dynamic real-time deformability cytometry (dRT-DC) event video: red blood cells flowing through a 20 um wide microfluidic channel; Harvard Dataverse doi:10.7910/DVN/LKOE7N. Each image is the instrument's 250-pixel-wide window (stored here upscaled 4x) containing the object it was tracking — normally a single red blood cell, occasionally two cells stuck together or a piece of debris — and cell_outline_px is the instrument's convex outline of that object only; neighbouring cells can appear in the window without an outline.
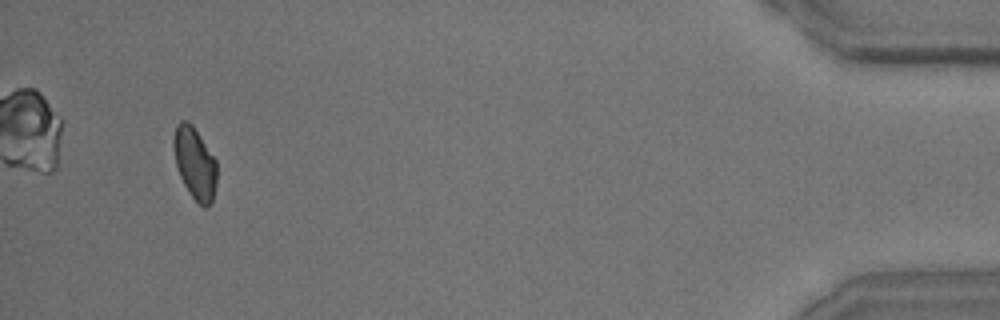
{"species": "common noctule bat (a hibernating species)", "species_latin": "Nyctalus noctula", "temperature_condition": "room temperature", "stored_images_in_passage": 45, "camera_frame_rate_fps": 3000, "um_per_image_px": 0.085, "animal": {"sex": "male", "body_mass_g": 15.6}, "frame": {"image": 1, "passage_image": 45, "time_ms": 14.667, "image_size_px": [1000, 320], "cell_outline_px": [[216, 184], [212, 204], [204, 208], [192, 196], [184, 184], [180, 176], [176, 164], [172, 144], [172, 140], [176, 124], [180, 120], [188, 120], [192, 124], [216, 160]], "centroid_in_image_um": [16.55, 13.85], "position_along_channel_um": 418.7, "area_um2": 18.15}}